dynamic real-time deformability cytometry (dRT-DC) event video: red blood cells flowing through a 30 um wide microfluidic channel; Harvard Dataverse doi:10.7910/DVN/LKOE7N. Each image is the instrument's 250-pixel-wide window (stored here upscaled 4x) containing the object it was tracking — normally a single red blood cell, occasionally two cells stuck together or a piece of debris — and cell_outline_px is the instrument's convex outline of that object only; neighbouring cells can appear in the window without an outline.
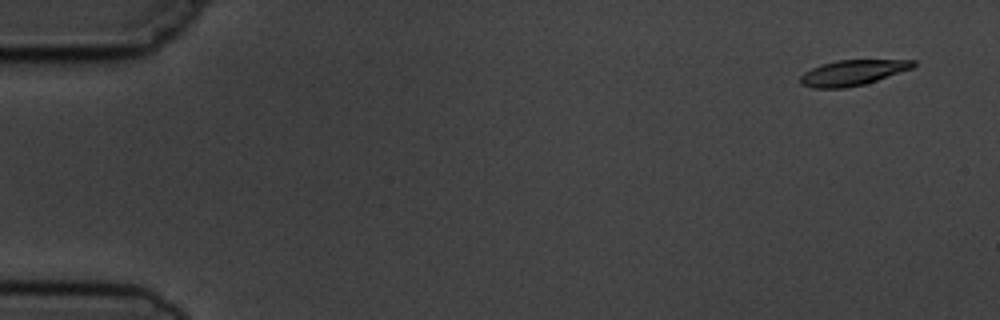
{"species": "common noctule bat (a hibernating species)", "species_latin": "Nyctalus noctula", "temperature_condition": "cold", "stored_images_in_passage": 7, "camera_frame_rate_fps": 3000, "um_per_image_px": 0.085, "animal": {"sex": "male", "body_mass_g": 19.5, "forearm_length_mm": 54.6}, "frame": {"image": 1, "passage_image": 1, "time_ms": 0.0, "image_size_px": [1000, 320], "cell_outline_px": [[916, 64], [912, 68], [864, 84], [844, 88], [812, 88], [800, 84], [800, 76], [804, 72], [812, 68], [836, 60], [916, 60]], "centroid_in_image_um": [72.44, 6.18], "position_along_channel_um": 12.6, "area_um2": 16.53}}
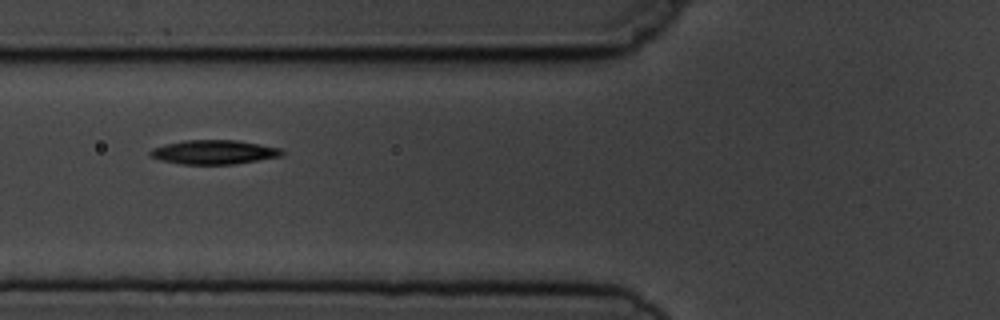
{"frame": {"image": 2, "passage_image": 6, "time_ms": 6.0, "image_size_px": [1000, 320], "cell_outline_px": [[284, 152], [280, 156], [232, 164], [184, 164], [160, 160], [152, 156], [148, 152], [152, 148], [164, 144], [184, 140], [236, 140], [280, 148]], "centroid_in_image_um": [18.14, 12.92], "position_along_channel_um": 107.7, "area_um2": 18.26}}
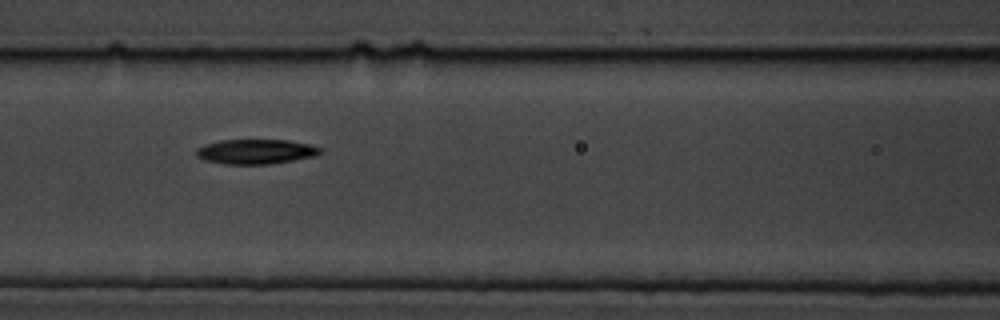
{"frame": {"image": 3, "passage_image": 7, "time_ms": 7.0, "image_size_px": [1000, 320], "cell_outline_px": [[324, 152], [316, 156], [268, 164], [224, 164], [204, 160], [196, 156], [196, 148], [220, 140], [288, 140], [308, 144], [320, 148]], "centroid_in_image_um": [21.74, 12.89], "position_along_channel_um": 144.9, "area_um2": 17.8}}